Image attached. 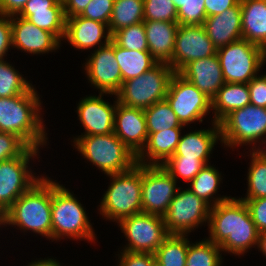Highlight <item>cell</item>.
Returning a JSON list of instances; mask_svg holds the SVG:
<instances>
[{
    "label": "cell",
    "instance_id": "obj_1",
    "mask_svg": "<svg viewBox=\"0 0 266 266\" xmlns=\"http://www.w3.org/2000/svg\"><path fill=\"white\" fill-rule=\"evenodd\" d=\"M208 240L219 245L222 251L242 255L246 250L258 246L259 234L252 221L246 203L230 198L211 207Z\"/></svg>",
    "mask_w": 266,
    "mask_h": 266
},
{
    "label": "cell",
    "instance_id": "obj_50",
    "mask_svg": "<svg viewBox=\"0 0 266 266\" xmlns=\"http://www.w3.org/2000/svg\"><path fill=\"white\" fill-rule=\"evenodd\" d=\"M29 0H0V15H17Z\"/></svg>",
    "mask_w": 266,
    "mask_h": 266
},
{
    "label": "cell",
    "instance_id": "obj_17",
    "mask_svg": "<svg viewBox=\"0 0 266 266\" xmlns=\"http://www.w3.org/2000/svg\"><path fill=\"white\" fill-rule=\"evenodd\" d=\"M113 132L137 156L148 138L144 111L117 101Z\"/></svg>",
    "mask_w": 266,
    "mask_h": 266
},
{
    "label": "cell",
    "instance_id": "obj_16",
    "mask_svg": "<svg viewBox=\"0 0 266 266\" xmlns=\"http://www.w3.org/2000/svg\"><path fill=\"white\" fill-rule=\"evenodd\" d=\"M85 63L86 75L100 93L115 95L122 85V74L114 55V42L94 50Z\"/></svg>",
    "mask_w": 266,
    "mask_h": 266
},
{
    "label": "cell",
    "instance_id": "obj_36",
    "mask_svg": "<svg viewBox=\"0 0 266 266\" xmlns=\"http://www.w3.org/2000/svg\"><path fill=\"white\" fill-rule=\"evenodd\" d=\"M111 40L128 50L148 51L144 22L119 29L112 34Z\"/></svg>",
    "mask_w": 266,
    "mask_h": 266
},
{
    "label": "cell",
    "instance_id": "obj_46",
    "mask_svg": "<svg viewBox=\"0 0 266 266\" xmlns=\"http://www.w3.org/2000/svg\"><path fill=\"white\" fill-rule=\"evenodd\" d=\"M120 261L118 266H152L155 256L152 253L140 252H120Z\"/></svg>",
    "mask_w": 266,
    "mask_h": 266
},
{
    "label": "cell",
    "instance_id": "obj_26",
    "mask_svg": "<svg viewBox=\"0 0 266 266\" xmlns=\"http://www.w3.org/2000/svg\"><path fill=\"white\" fill-rule=\"evenodd\" d=\"M242 39L266 51V0H240Z\"/></svg>",
    "mask_w": 266,
    "mask_h": 266
},
{
    "label": "cell",
    "instance_id": "obj_9",
    "mask_svg": "<svg viewBox=\"0 0 266 266\" xmlns=\"http://www.w3.org/2000/svg\"><path fill=\"white\" fill-rule=\"evenodd\" d=\"M219 127L221 141L227 147L262 144L261 138L266 135V108L248 104L230 112L219 122Z\"/></svg>",
    "mask_w": 266,
    "mask_h": 266
},
{
    "label": "cell",
    "instance_id": "obj_41",
    "mask_svg": "<svg viewBox=\"0 0 266 266\" xmlns=\"http://www.w3.org/2000/svg\"><path fill=\"white\" fill-rule=\"evenodd\" d=\"M115 0H91L80 16L109 25Z\"/></svg>",
    "mask_w": 266,
    "mask_h": 266
},
{
    "label": "cell",
    "instance_id": "obj_24",
    "mask_svg": "<svg viewBox=\"0 0 266 266\" xmlns=\"http://www.w3.org/2000/svg\"><path fill=\"white\" fill-rule=\"evenodd\" d=\"M212 123L213 128L182 135L171 158L209 159L216 141L221 140L219 123Z\"/></svg>",
    "mask_w": 266,
    "mask_h": 266
},
{
    "label": "cell",
    "instance_id": "obj_42",
    "mask_svg": "<svg viewBox=\"0 0 266 266\" xmlns=\"http://www.w3.org/2000/svg\"><path fill=\"white\" fill-rule=\"evenodd\" d=\"M27 147L18 136L0 132V162L18 157Z\"/></svg>",
    "mask_w": 266,
    "mask_h": 266
},
{
    "label": "cell",
    "instance_id": "obj_27",
    "mask_svg": "<svg viewBox=\"0 0 266 266\" xmlns=\"http://www.w3.org/2000/svg\"><path fill=\"white\" fill-rule=\"evenodd\" d=\"M250 104L247 83H226L212 99L213 122L219 123L230 112Z\"/></svg>",
    "mask_w": 266,
    "mask_h": 266
},
{
    "label": "cell",
    "instance_id": "obj_11",
    "mask_svg": "<svg viewBox=\"0 0 266 266\" xmlns=\"http://www.w3.org/2000/svg\"><path fill=\"white\" fill-rule=\"evenodd\" d=\"M173 197L166 214L163 216L168 234L187 235L199 224L209 220L211 205L191 190H180Z\"/></svg>",
    "mask_w": 266,
    "mask_h": 266
},
{
    "label": "cell",
    "instance_id": "obj_21",
    "mask_svg": "<svg viewBox=\"0 0 266 266\" xmlns=\"http://www.w3.org/2000/svg\"><path fill=\"white\" fill-rule=\"evenodd\" d=\"M111 37L108 25L103 22L80 15L66 18L64 38L79 50L90 49L96 45H99L98 48L102 47L111 41ZM102 38H105L104 43Z\"/></svg>",
    "mask_w": 266,
    "mask_h": 266
},
{
    "label": "cell",
    "instance_id": "obj_52",
    "mask_svg": "<svg viewBox=\"0 0 266 266\" xmlns=\"http://www.w3.org/2000/svg\"><path fill=\"white\" fill-rule=\"evenodd\" d=\"M258 248L266 256V231L259 234Z\"/></svg>",
    "mask_w": 266,
    "mask_h": 266
},
{
    "label": "cell",
    "instance_id": "obj_4",
    "mask_svg": "<svg viewBox=\"0 0 266 266\" xmlns=\"http://www.w3.org/2000/svg\"><path fill=\"white\" fill-rule=\"evenodd\" d=\"M107 176L112 182L99 205L102 216L119 222L142 212V165L135 164L128 171Z\"/></svg>",
    "mask_w": 266,
    "mask_h": 266
},
{
    "label": "cell",
    "instance_id": "obj_6",
    "mask_svg": "<svg viewBox=\"0 0 266 266\" xmlns=\"http://www.w3.org/2000/svg\"><path fill=\"white\" fill-rule=\"evenodd\" d=\"M52 239L61 237L94 241L92 224L82 204L64 186L52 181Z\"/></svg>",
    "mask_w": 266,
    "mask_h": 266
},
{
    "label": "cell",
    "instance_id": "obj_31",
    "mask_svg": "<svg viewBox=\"0 0 266 266\" xmlns=\"http://www.w3.org/2000/svg\"><path fill=\"white\" fill-rule=\"evenodd\" d=\"M187 235L169 234L155 251V260L163 266H186Z\"/></svg>",
    "mask_w": 266,
    "mask_h": 266
},
{
    "label": "cell",
    "instance_id": "obj_2",
    "mask_svg": "<svg viewBox=\"0 0 266 266\" xmlns=\"http://www.w3.org/2000/svg\"><path fill=\"white\" fill-rule=\"evenodd\" d=\"M39 98L34 87L24 94L0 98V132L18 136L28 147L45 146L47 134Z\"/></svg>",
    "mask_w": 266,
    "mask_h": 266
},
{
    "label": "cell",
    "instance_id": "obj_13",
    "mask_svg": "<svg viewBox=\"0 0 266 266\" xmlns=\"http://www.w3.org/2000/svg\"><path fill=\"white\" fill-rule=\"evenodd\" d=\"M165 99L183 126L197 120L203 122L212 109V100L177 72L170 81Z\"/></svg>",
    "mask_w": 266,
    "mask_h": 266
},
{
    "label": "cell",
    "instance_id": "obj_19",
    "mask_svg": "<svg viewBox=\"0 0 266 266\" xmlns=\"http://www.w3.org/2000/svg\"><path fill=\"white\" fill-rule=\"evenodd\" d=\"M103 93L96 96H87L77 106V113L85 133L81 136L104 135L114 130V114L117 107L110 105L102 98Z\"/></svg>",
    "mask_w": 266,
    "mask_h": 266
},
{
    "label": "cell",
    "instance_id": "obj_22",
    "mask_svg": "<svg viewBox=\"0 0 266 266\" xmlns=\"http://www.w3.org/2000/svg\"><path fill=\"white\" fill-rule=\"evenodd\" d=\"M203 27L216 49L242 39L240 2L221 14L207 17Z\"/></svg>",
    "mask_w": 266,
    "mask_h": 266
},
{
    "label": "cell",
    "instance_id": "obj_28",
    "mask_svg": "<svg viewBox=\"0 0 266 266\" xmlns=\"http://www.w3.org/2000/svg\"><path fill=\"white\" fill-rule=\"evenodd\" d=\"M114 55L120 67L122 82L142 75L158 63L149 51L128 50L115 43Z\"/></svg>",
    "mask_w": 266,
    "mask_h": 266
},
{
    "label": "cell",
    "instance_id": "obj_44",
    "mask_svg": "<svg viewBox=\"0 0 266 266\" xmlns=\"http://www.w3.org/2000/svg\"><path fill=\"white\" fill-rule=\"evenodd\" d=\"M243 200L250 212L252 221L255 223L257 230L262 233L266 231V197L258 199H241Z\"/></svg>",
    "mask_w": 266,
    "mask_h": 266
},
{
    "label": "cell",
    "instance_id": "obj_29",
    "mask_svg": "<svg viewBox=\"0 0 266 266\" xmlns=\"http://www.w3.org/2000/svg\"><path fill=\"white\" fill-rule=\"evenodd\" d=\"M144 22L143 0H115L109 20V31L112 35L121 28Z\"/></svg>",
    "mask_w": 266,
    "mask_h": 266
},
{
    "label": "cell",
    "instance_id": "obj_38",
    "mask_svg": "<svg viewBox=\"0 0 266 266\" xmlns=\"http://www.w3.org/2000/svg\"><path fill=\"white\" fill-rule=\"evenodd\" d=\"M179 25H203L207 18L205 0H172Z\"/></svg>",
    "mask_w": 266,
    "mask_h": 266
},
{
    "label": "cell",
    "instance_id": "obj_45",
    "mask_svg": "<svg viewBox=\"0 0 266 266\" xmlns=\"http://www.w3.org/2000/svg\"><path fill=\"white\" fill-rule=\"evenodd\" d=\"M250 104L266 108V75L255 76L248 83Z\"/></svg>",
    "mask_w": 266,
    "mask_h": 266
},
{
    "label": "cell",
    "instance_id": "obj_35",
    "mask_svg": "<svg viewBox=\"0 0 266 266\" xmlns=\"http://www.w3.org/2000/svg\"><path fill=\"white\" fill-rule=\"evenodd\" d=\"M32 87L14 66L0 60V98L27 93Z\"/></svg>",
    "mask_w": 266,
    "mask_h": 266
},
{
    "label": "cell",
    "instance_id": "obj_20",
    "mask_svg": "<svg viewBox=\"0 0 266 266\" xmlns=\"http://www.w3.org/2000/svg\"><path fill=\"white\" fill-rule=\"evenodd\" d=\"M179 74L211 100L225 84L217 54L188 63Z\"/></svg>",
    "mask_w": 266,
    "mask_h": 266
},
{
    "label": "cell",
    "instance_id": "obj_37",
    "mask_svg": "<svg viewBox=\"0 0 266 266\" xmlns=\"http://www.w3.org/2000/svg\"><path fill=\"white\" fill-rule=\"evenodd\" d=\"M208 159L169 158L162 167L177 181L181 177L186 182L192 179L208 164Z\"/></svg>",
    "mask_w": 266,
    "mask_h": 266
},
{
    "label": "cell",
    "instance_id": "obj_33",
    "mask_svg": "<svg viewBox=\"0 0 266 266\" xmlns=\"http://www.w3.org/2000/svg\"><path fill=\"white\" fill-rule=\"evenodd\" d=\"M248 169L247 197L239 199H258L266 197V156L260 150H253Z\"/></svg>",
    "mask_w": 266,
    "mask_h": 266
},
{
    "label": "cell",
    "instance_id": "obj_23",
    "mask_svg": "<svg viewBox=\"0 0 266 266\" xmlns=\"http://www.w3.org/2000/svg\"><path fill=\"white\" fill-rule=\"evenodd\" d=\"M181 128L182 127H177L155 133H148L144 148L136 156L137 164L163 165L176 151L181 137Z\"/></svg>",
    "mask_w": 266,
    "mask_h": 266
},
{
    "label": "cell",
    "instance_id": "obj_8",
    "mask_svg": "<svg viewBox=\"0 0 266 266\" xmlns=\"http://www.w3.org/2000/svg\"><path fill=\"white\" fill-rule=\"evenodd\" d=\"M226 83H249L266 61V51L245 39L217 49Z\"/></svg>",
    "mask_w": 266,
    "mask_h": 266
},
{
    "label": "cell",
    "instance_id": "obj_47",
    "mask_svg": "<svg viewBox=\"0 0 266 266\" xmlns=\"http://www.w3.org/2000/svg\"><path fill=\"white\" fill-rule=\"evenodd\" d=\"M10 46L12 47L10 16L0 15V60H4Z\"/></svg>",
    "mask_w": 266,
    "mask_h": 266
},
{
    "label": "cell",
    "instance_id": "obj_18",
    "mask_svg": "<svg viewBox=\"0 0 266 266\" xmlns=\"http://www.w3.org/2000/svg\"><path fill=\"white\" fill-rule=\"evenodd\" d=\"M10 21L12 48L24 50L30 54H44L60 47L61 41L53 33L35 26L27 19L12 15Z\"/></svg>",
    "mask_w": 266,
    "mask_h": 266
},
{
    "label": "cell",
    "instance_id": "obj_39",
    "mask_svg": "<svg viewBox=\"0 0 266 266\" xmlns=\"http://www.w3.org/2000/svg\"><path fill=\"white\" fill-rule=\"evenodd\" d=\"M26 19L35 26L53 33L60 41L64 38L66 26L64 11L34 12Z\"/></svg>",
    "mask_w": 266,
    "mask_h": 266
},
{
    "label": "cell",
    "instance_id": "obj_7",
    "mask_svg": "<svg viewBox=\"0 0 266 266\" xmlns=\"http://www.w3.org/2000/svg\"><path fill=\"white\" fill-rule=\"evenodd\" d=\"M174 74L168 63L158 62L142 75L122 82L115 94L117 101L128 107L145 110L165 99Z\"/></svg>",
    "mask_w": 266,
    "mask_h": 266
},
{
    "label": "cell",
    "instance_id": "obj_3",
    "mask_svg": "<svg viewBox=\"0 0 266 266\" xmlns=\"http://www.w3.org/2000/svg\"><path fill=\"white\" fill-rule=\"evenodd\" d=\"M52 180L40 177L0 218L1 225H16L52 239Z\"/></svg>",
    "mask_w": 266,
    "mask_h": 266
},
{
    "label": "cell",
    "instance_id": "obj_25",
    "mask_svg": "<svg viewBox=\"0 0 266 266\" xmlns=\"http://www.w3.org/2000/svg\"><path fill=\"white\" fill-rule=\"evenodd\" d=\"M178 27V22L144 21L148 51L158 62L172 59Z\"/></svg>",
    "mask_w": 266,
    "mask_h": 266
},
{
    "label": "cell",
    "instance_id": "obj_30",
    "mask_svg": "<svg viewBox=\"0 0 266 266\" xmlns=\"http://www.w3.org/2000/svg\"><path fill=\"white\" fill-rule=\"evenodd\" d=\"M221 175L219 171L213 166L206 164L201 171L190 182L191 190L197 197L202 198L211 206H215L220 202L227 201L231 197H217L214 198V193H217L219 184L221 182ZM213 196V197H212ZM213 198V200H210ZM215 199V200H214Z\"/></svg>",
    "mask_w": 266,
    "mask_h": 266
},
{
    "label": "cell",
    "instance_id": "obj_48",
    "mask_svg": "<svg viewBox=\"0 0 266 266\" xmlns=\"http://www.w3.org/2000/svg\"><path fill=\"white\" fill-rule=\"evenodd\" d=\"M240 0H205L207 17L221 14L223 11L237 5Z\"/></svg>",
    "mask_w": 266,
    "mask_h": 266
},
{
    "label": "cell",
    "instance_id": "obj_54",
    "mask_svg": "<svg viewBox=\"0 0 266 266\" xmlns=\"http://www.w3.org/2000/svg\"><path fill=\"white\" fill-rule=\"evenodd\" d=\"M152 266H163L158 261L154 260Z\"/></svg>",
    "mask_w": 266,
    "mask_h": 266
},
{
    "label": "cell",
    "instance_id": "obj_32",
    "mask_svg": "<svg viewBox=\"0 0 266 266\" xmlns=\"http://www.w3.org/2000/svg\"><path fill=\"white\" fill-rule=\"evenodd\" d=\"M143 111L146 117L148 133H155L177 127H185L180 123L178 117L166 99L156 102Z\"/></svg>",
    "mask_w": 266,
    "mask_h": 266
},
{
    "label": "cell",
    "instance_id": "obj_14",
    "mask_svg": "<svg viewBox=\"0 0 266 266\" xmlns=\"http://www.w3.org/2000/svg\"><path fill=\"white\" fill-rule=\"evenodd\" d=\"M176 183L162 165H142V212L163 217L179 189Z\"/></svg>",
    "mask_w": 266,
    "mask_h": 266
},
{
    "label": "cell",
    "instance_id": "obj_43",
    "mask_svg": "<svg viewBox=\"0 0 266 266\" xmlns=\"http://www.w3.org/2000/svg\"><path fill=\"white\" fill-rule=\"evenodd\" d=\"M41 11H64L62 0H29L23 9L17 14L21 18L26 19L34 12Z\"/></svg>",
    "mask_w": 266,
    "mask_h": 266
},
{
    "label": "cell",
    "instance_id": "obj_12",
    "mask_svg": "<svg viewBox=\"0 0 266 266\" xmlns=\"http://www.w3.org/2000/svg\"><path fill=\"white\" fill-rule=\"evenodd\" d=\"M117 223L129 241L122 251L154 254L169 235L164 219L159 215L140 212Z\"/></svg>",
    "mask_w": 266,
    "mask_h": 266
},
{
    "label": "cell",
    "instance_id": "obj_34",
    "mask_svg": "<svg viewBox=\"0 0 266 266\" xmlns=\"http://www.w3.org/2000/svg\"><path fill=\"white\" fill-rule=\"evenodd\" d=\"M221 252L220 246L208 239L189 243L186 266H221Z\"/></svg>",
    "mask_w": 266,
    "mask_h": 266
},
{
    "label": "cell",
    "instance_id": "obj_51",
    "mask_svg": "<svg viewBox=\"0 0 266 266\" xmlns=\"http://www.w3.org/2000/svg\"><path fill=\"white\" fill-rule=\"evenodd\" d=\"M28 266H61L56 259H42V260H37L34 262H31Z\"/></svg>",
    "mask_w": 266,
    "mask_h": 266
},
{
    "label": "cell",
    "instance_id": "obj_40",
    "mask_svg": "<svg viewBox=\"0 0 266 266\" xmlns=\"http://www.w3.org/2000/svg\"><path fill=\"white\" fill-rule=\"evenodd\" d=\"M144 21L177 22V9L172 0H143Z\"/></svg>",
    "mask_w": 266,
    "mask_h": 266
},
{
    "label": "cell",
    "instance_id": "obj_15",
    "mask_svg": "<svg viewBox=\"0 0 266 266\" xmlns=\"http://www.w3.org/2000/svg\"><path fill=\"white\" fill-rule=\"evenodd\" d=\"M217 49L203 25H179L169 66L179 73L188 63L216 55Z\"/></svg>",
    "mask_w": 266,
    "mask_h": 266
},
{
    "label": "cell",
    "instance_id": "obj_53",
    "mask_svg": "<svg viewBox=\"0 0 266 266\" xmlns=\"http://www.w3.org/2000/svg\"><path fill=\"white\" fill-rule=\"evenodd\" d=\"M263 144H266V140H263ZM259 148H256V146L254 145V147L252 148V150H260V152L266 156V148L264 149L263 147L260 148V146H258ZM255 148V149H254Z\"/></svg>",
    "mask_w": 266,
    "mask_h": 266
},
{
    "label": "cell",
    "instance_id": "obj_49",
    "mask_svg": "<svg viewBox=\"0 0 266 266\" xmlns=\"http://www.w3.org/2000/svg\"><path fill=\"white\" fill-rule=\"evenodd\" d=\"M66 18L80 15L91 0H62Z\"/></svg>",
    "mask_w": 266,
    "mask_h": 266
},
{
    "label": "cell",
    "instance_id": "obj_10",
    "mask_svg": "<svg viewBox=\"0 0 266 266\" xmlns=\"http://www.w3.org/2000/svg\"><path fill=\"white\" fill-rule=\"evenodd\" d=\"M39 149L27 147L18 157L0 162V218L40 178L28 168ZM29 169V170H28Z\"/></svg>",
    "mask_w": 266,
    "mask_h": 266
},
{
    "label": "cell",
    "instance_id": "obj_5",
    "mask_svg": "<svg viewBox=\"0 0 266 266\" xmlns=\"http://www.w3.org/2000/svg\"><path fill=\"white\" fill-rule=\"evenodd\" d=\"M74 146L93 165L106 175L130 170L135 164L136 155L115 135H88L74 138Z\"/></svg>",
    "mask_w": 266,
    "mask_h": 266
}]
</instances>
